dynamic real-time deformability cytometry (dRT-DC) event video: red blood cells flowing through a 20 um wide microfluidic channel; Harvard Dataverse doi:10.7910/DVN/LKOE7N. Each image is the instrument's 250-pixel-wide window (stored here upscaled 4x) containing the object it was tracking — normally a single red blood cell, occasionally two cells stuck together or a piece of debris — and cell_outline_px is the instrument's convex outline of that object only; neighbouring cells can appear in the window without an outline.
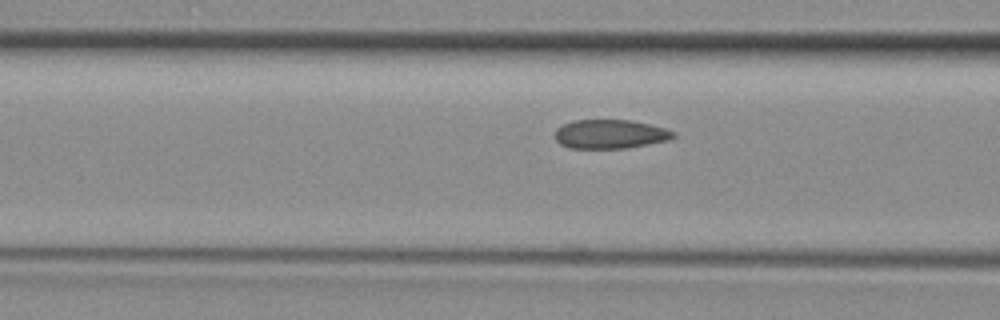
{"species": "common noctule bat (a hibernating species)", "species_latin": "Nyctalus noctula", "temperature_condition": "room temperature", "stored_images_in_passage": 14, "camera_frame_rate_fps": 3000, "um_per_image_px": 0.085, "animal": {"sex": "female", "body_mass_g": 29.2, "forearm_length_mm": 56.3}, "frame": {"image": 1, "passage_image": 12, "time_ms": 3.667, "image_size_px": [1000, 320], "cell_outline_px": [[676, 136], [668, 140], [624, 148], [568, 148], [560, 144], [556, 140], [556, 128], [572, 120], [632, 120], [664, 128], [676, 132]], "centroid_in_image_um": [51.85, 11.39], "position_along_channel_um": 114.8, "area_um2": 19.88}}